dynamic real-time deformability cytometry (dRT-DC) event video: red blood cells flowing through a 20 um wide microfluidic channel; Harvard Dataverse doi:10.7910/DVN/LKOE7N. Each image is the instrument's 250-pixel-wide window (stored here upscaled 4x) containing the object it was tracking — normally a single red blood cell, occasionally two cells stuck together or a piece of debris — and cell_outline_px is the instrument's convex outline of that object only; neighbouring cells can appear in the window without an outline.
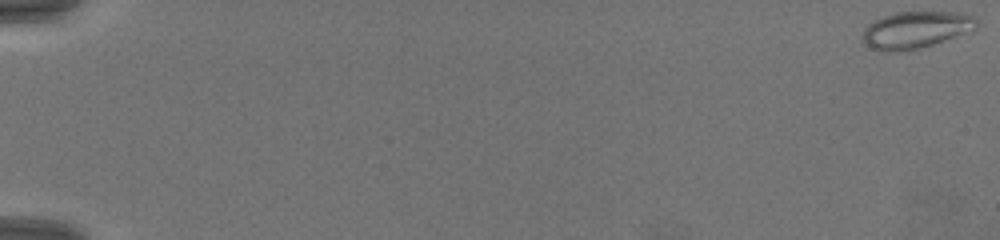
{"species": "common noctule bat (a hibernating species)", "species_latin": "Nyctalus noctula", "temperature_condition": "warm", "stored_images_in_passage": 71, "camera_frame_rate_fps": 3000, "um_per_image_px": 0.085, "animal": {"sex": "female", "body_mass_g": 19.5, "forearm_length_mm": 54.1}, "frame": {"image": 1, "passage_image": 1, "time_ms": 0.0, "image_size_px": [1000, 240], "cell_outline_px": [[976, 28], [932, 44], [920, 48], [892, 52], [884, 52], [872, 48], [864, 44], [860, 36], [864, 28], [868, 24], [884, 16], [896, 12], [956, 12], [976, 16]], "centroid_in_image_um": [77.77, 2.53], "position_along_channel_um": 7.2, "area_um2": 24.28}}
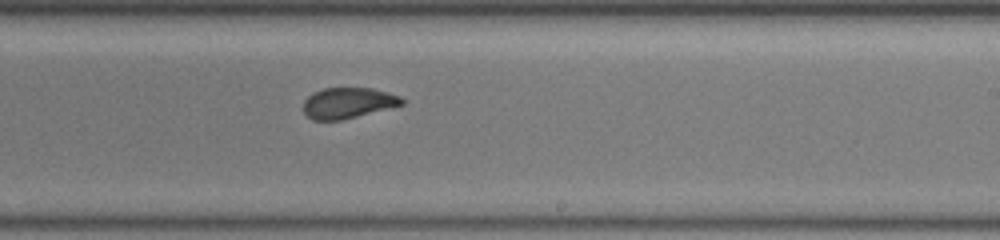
{"frame": {"image": 2, "passage_image": 46, "time_ms": 15.0, "image_size_px": [1000, 240], "cell_outline_px": [[404, 104], [340, 120], [312, 120], [304, 112], [304, 100], [312, 92], [324, 88], [372, 88], [388, 92], [400, 96], [404, 100]], "centroid_in_image_um": [29.56, 8.74], "position_along_channel_um": 259.4, "area_um2": 17.51}}
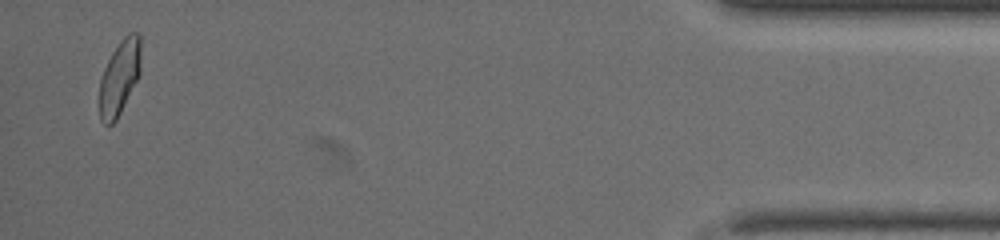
{"frame": {"image": 3, "passage_image": 69, "time_ms": 22.667, "image_size_px": [1000, 240], "cell_outline_px": [[140, 76], [116, 120], [108, 128], [100, 120], [100, 80], [104, 68], [112, 52], [120, 40], [128, 32], [136, 32], [140, 36]], "centroid_in_image_um": [10.17, 6.59], "position_along_channel_um": 425.0, "area_um2": 18.15}}